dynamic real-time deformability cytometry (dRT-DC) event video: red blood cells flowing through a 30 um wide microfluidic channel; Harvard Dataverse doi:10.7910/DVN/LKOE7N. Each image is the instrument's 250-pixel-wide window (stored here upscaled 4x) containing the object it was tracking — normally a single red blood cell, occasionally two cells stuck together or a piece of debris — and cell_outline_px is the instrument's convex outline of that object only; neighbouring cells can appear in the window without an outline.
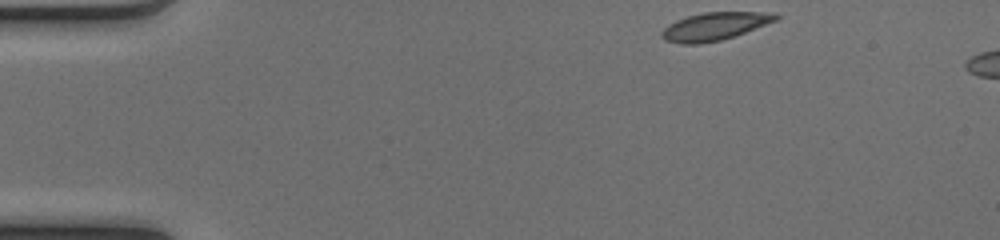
{"species": "common noctule bat (a hibernating species)", "species_latin": "Nyctalus noctula", "temperature_condition": "cold", "stored_images_in_passage": 38, "camera_frame_rate_fps": 3000, "um_per_image_px": 0.085, "animal": {"sex": "female", "body_mass_g": 17.0, "forearm_length_mm": 48.0}, "frame": {"image": 1, "passage_image": 1, "time_ms": 0.0, "image_size_px": [1000, 240], "cell_outline_px": [[780, 16], [776, 20], [744, 32], [720, 40], [700, 44], [680, 44], [664, 40], [660, 36], [660, 32], [668, 24], [676, 20], [688, 16], [704, 12], [776, 12]], "centroid_in_image_um": [60.69, 2.23], "position_along_channel_um": 24.3, "area_um2": 18.44}}
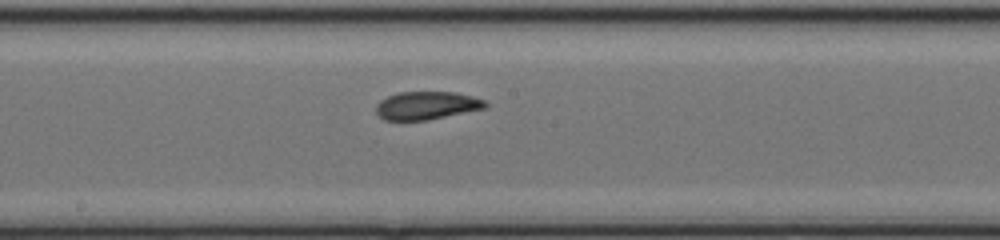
{"frame": {"image": 2, "passage_image": 21, "time_ms": 6.667, "image_size_px": [1000, 240], "cell_outline_px": [[488, 108], [428, 120], [384, 120], [376, 112], [376, 104], [380, 100], [388, 96], [400, 92], [456, 92], [472, 96], [484, 100], [488, 104]], "centroid_in_image_um": [36.3, 8.97], "position_along_channel_um": 211.9, "area_um2": 17.98}}
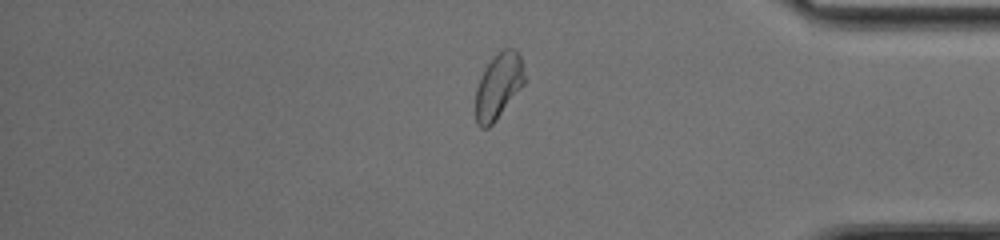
{"frame": {"image": 3, "passage_image": 36, "time_ms": 11.667, "image_size_px": [1000, 240], "cell_outline_px": [[524, 84], [496, 120], [488, 128], [480, 128], [476, 124], [476, 88], [480, 76], [484, 68], [504, 48], [512, 48], [520, 56], [524, 76]], "centroid_in_image_um": [42.34, 7.35], "position_along_channel_um": 392.9, "area_um2": 18.32}, "authors_computed_cell_mechanics": {"area_um2": 18.4382, "velocity_mm_per_s": 4.091, "shape_relaxation_time_tau1_ms": 5.5822, "shape_relaxation_time_tau2_ms": 2.1661, "deformation_change_tau1": 0.1741, "deformation_change_tau2": 0.037}}